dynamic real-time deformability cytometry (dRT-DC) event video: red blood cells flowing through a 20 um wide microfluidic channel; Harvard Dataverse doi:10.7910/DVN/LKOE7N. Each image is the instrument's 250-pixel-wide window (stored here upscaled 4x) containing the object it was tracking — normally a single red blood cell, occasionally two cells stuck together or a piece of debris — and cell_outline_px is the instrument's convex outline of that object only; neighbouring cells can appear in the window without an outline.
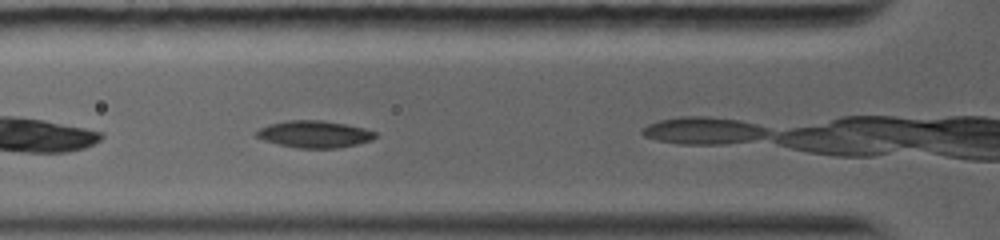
{"species": "common noctule bat (a hibernating species)", "species_latin": "Nyctalus noctula", "temperature_condition": "warm", "stored_images_in_passage": 5, "camera_frame_rate_fps": 5000, "um_per_image_px": 0.085, "animal": {"sex": "female", "body_mass_g": 19.0, "forearm_length_mm": 56.7}, "frame": {"image": 1, "passage_image": 2, "time_ms": 0.8, "image_size_px": [1000, 240], "cell_outline_px": [[376, 136], [372, 140], [356, 144], [336, 148], [300, 148], [280, 144], [264, 140], [256, 136], [256, 132], [260, 128], [268, 124], [284, 120], [324, 120], [364, 128], [376, 132]], "centroid_in_image_um": [26.72, 11.39], "position_along_channel_um": 99.1, "area_um2": 18.55}}